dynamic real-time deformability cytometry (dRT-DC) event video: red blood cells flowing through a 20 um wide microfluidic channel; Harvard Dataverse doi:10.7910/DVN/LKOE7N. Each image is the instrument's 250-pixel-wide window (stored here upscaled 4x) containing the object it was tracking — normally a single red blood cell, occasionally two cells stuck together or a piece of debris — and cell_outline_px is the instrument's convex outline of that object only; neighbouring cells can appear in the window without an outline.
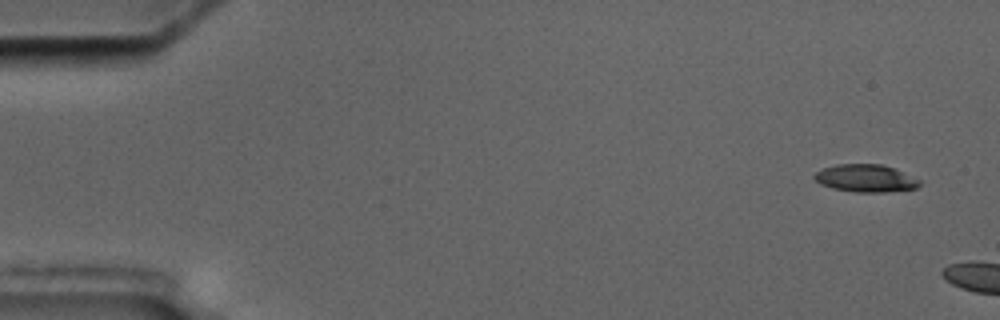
{"species": "common noctule bat (a hibernating species)", "species_latin": "Nyctalus noctula", "temperature_condition": "cold", "stored_images_in_passage": 2, "camera_frame_rate_fps": 3000, "um_per_image_px": 0.085, "animal": {"sex": "male", "body_mass_g": 17.5, "forearm_length_mm": 52.3}, "frame": {"image": 1, "passage_image": 1, "time_ms": 0.0, "image_size_px": [1000, 320], "cell_outline_px": [[920, 184], [916, 188], [884, 192], [856, 192], [832, 188], [820, 184], [812, 176], [816, 172], [824, 168], [836, 164], [880, 164], [892, 168], [920, 180]], "centroid_in_image_um": [73.53, 15.15], "position_along_channel_um": 11.5, "area_um2": 16.65}}